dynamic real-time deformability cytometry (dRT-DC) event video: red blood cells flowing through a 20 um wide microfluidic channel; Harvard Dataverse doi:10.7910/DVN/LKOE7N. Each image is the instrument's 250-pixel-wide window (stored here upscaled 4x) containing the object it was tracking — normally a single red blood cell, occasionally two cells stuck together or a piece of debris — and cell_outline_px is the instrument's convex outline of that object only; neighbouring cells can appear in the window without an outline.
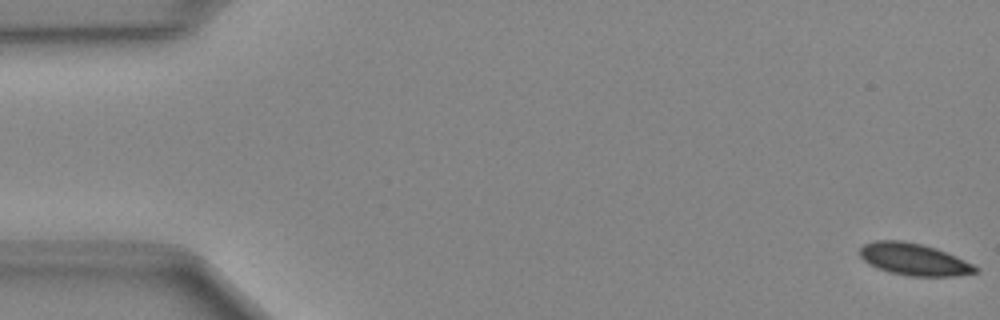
{"species": "Egyptian fruit bat (a non-hibernating species)", "species_latin": "Rousettus aegyptiacus", "temperature_condition": "cold", "stored_images_in_passage": 49, "camera_frame_rate_fps": 3000, "um_per_image_px": 0.085, "animal": {"sex": "female"}, "frame": {"image": 1, "passage_image": 1, "time_ms": 0.0, "image_size_px": [1000, 320], "cell_outline_px": [[980, 272], [956, 276], [908, 276], [888, 272], [876, 268], [868, 264], [860, 256], [860, 248], [864, 244], [876, 240], [900, 240], [920, 244], [936, 248], [956, 256], [980, 268]], "centroid_in_image_um": [77.69, 22.05], "position_along_channel_um": 7.3, "area_um2": 21.68}}
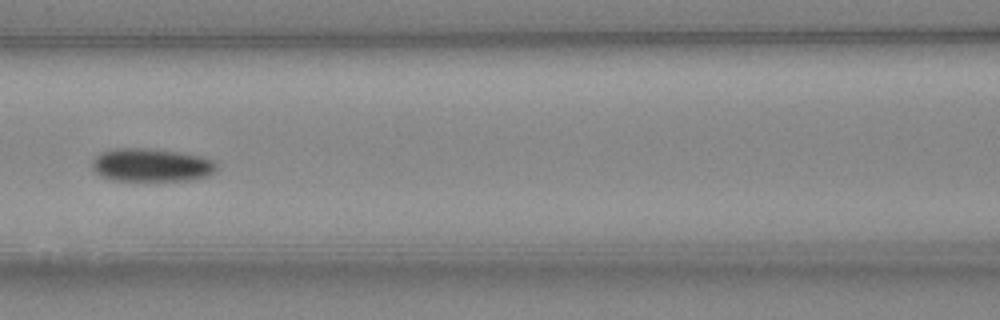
{"frame": {"image": 2, "passage_image": 22, "time_ms": 7.0, "image_size_px": [1000, 320], "cell_outline_px": [[216, 168], [208, 176], [188, 180], [112, 180], [100, 176], [92, 168], [92, 160], [100, 152], [112, 148], [152, 148], [180, 152], [200, 156], [216, 160]], "centroid_in_image_um": [12.84, 14.01], "position_along_channel_um": 153.8, "area_um2": 24.22}}
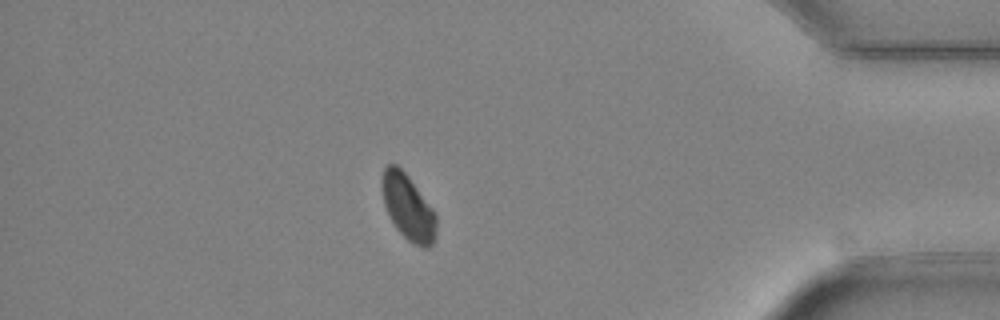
{"frame": {"image": 3, "passage_image": 43, "time_ms": 14.0, "image_size_px": [1000, 320], "cell_outline_px": [[436, 236], [432, 244], [428, 248], [424, 248], [412, 244], [396, 228], [388, 216], [384, 204], [380, 188], [380, 180], [384, 168], [388, 164], [396, 164], [408, 176], [436, 212]], "centroid_in_image_um": [34.67, 17.62], "position_along_channel_um": 400.5, "area_um2": 21.1}}